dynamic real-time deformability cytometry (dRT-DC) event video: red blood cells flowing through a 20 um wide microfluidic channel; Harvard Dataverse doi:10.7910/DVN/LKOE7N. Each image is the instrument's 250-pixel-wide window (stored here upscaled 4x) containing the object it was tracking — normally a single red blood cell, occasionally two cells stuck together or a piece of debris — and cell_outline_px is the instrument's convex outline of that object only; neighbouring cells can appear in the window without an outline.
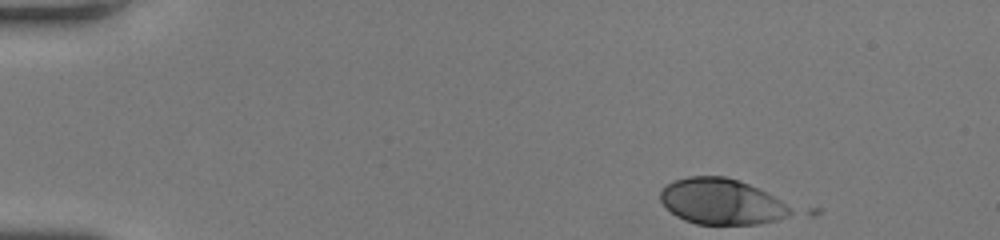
{"species": "human", "species_latin": "Homo sapiens", "temperature_condition": "room temperature", "stored_images_in_passage": 43, "camera_frame_rate_fps": 3000, "um_per_image_px": 0.085, "donor": {"sex": "female"}, "frame": {"image": 1, "passage_image": 1, "time_ms": 0.0, "image_size_px": [1000, 240], "cell_outline_px": [[796, 212], [788, 216], [776, 220], [760, 224], [696, 224], [684, 220], [676, 216], [660, 200], [660, 192], [672, 180], [688, 176], [724, 176], [748, 184], [780, 200], [792, 208]], "centroid_in_image_um": [61.32, 17.14], "position_along_channel_um": 23.7, "area_um2": 34.56}}
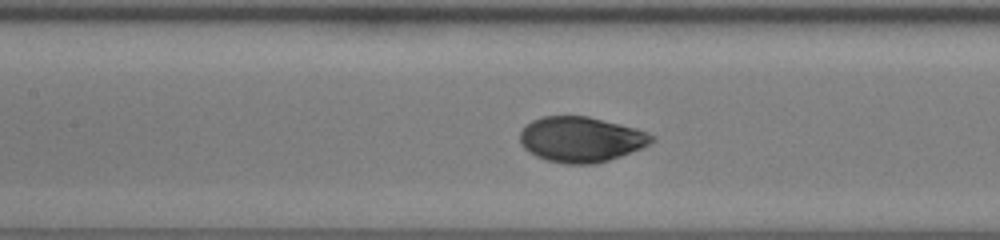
{"frame": {"image": 2, "passage_image": 18, "time_ms": 5.667, "image_size_px": [1000, 240], "cell_outline_px": [[656, 140], [644, 148], [596, 164], [564, 164], [544, 160], [536, 156], [524, 148], [520, 144], [520, 132], [532, 120], [544, 116], [588, 116], [636, 128], [648, 132], [656, 136]], "centroid_in_image_um": [49.42, 11.86], "position_along_channel_um": 158.0, "area_um2": 35.08}}
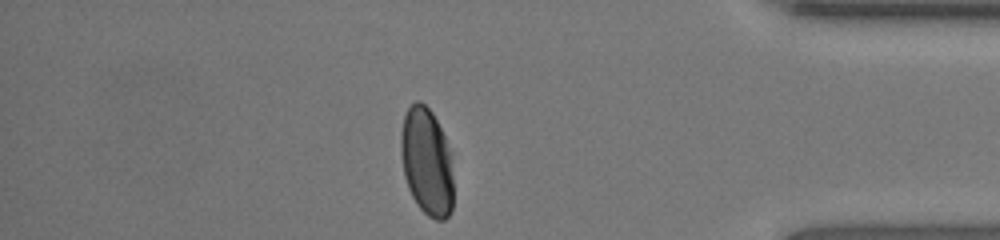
{"frame": {"image": 3, "passage_image": 37, "time_ms": 12.0, "image_size_px": [1000, 240], "cell_outline_px": [[452, 212], [444, 220], [436, 220], [428, 216], [416, 204], [408, 188], [404, 176], [400, 152], [400, 132], [404, 116], [408, 108], [416, 100], [420, 100], [432, 112], [444, 136], [448, 148], [452, 176]], "centroid_in_image_um": [36.24, 13.76], "position_along_channel_um": 399.0, "area_um2": 32.89}, "authors_computed_cell_mechanics": {"area_um2": 35.0846, "velocity_mm_per_s": 4.2457, "shape_relaxation_time_tau1_ms": 2.4739, "shape_relaxation_time_tau2_ms": null, "deformation_change_tau1": 0.1546, "deformation_change_tau2": null}}